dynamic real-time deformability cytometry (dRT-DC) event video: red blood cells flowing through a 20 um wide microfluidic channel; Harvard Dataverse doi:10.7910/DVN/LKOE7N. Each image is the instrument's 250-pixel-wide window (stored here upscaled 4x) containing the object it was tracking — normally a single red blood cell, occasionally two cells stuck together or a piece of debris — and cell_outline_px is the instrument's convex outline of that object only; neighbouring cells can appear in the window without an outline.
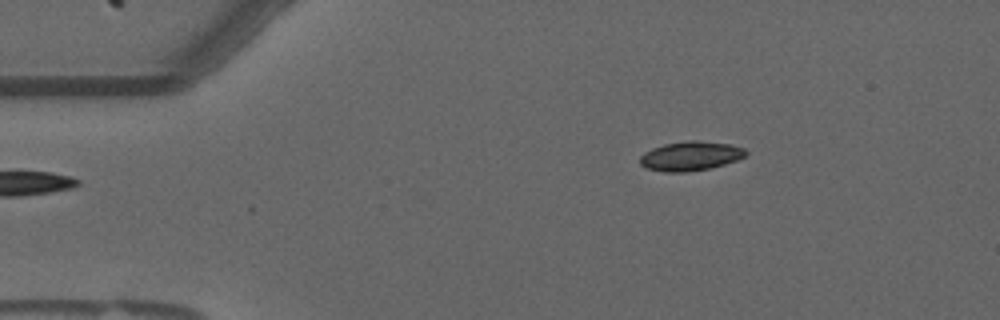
{"species": "common noctule bat (a hibernating species)", "species_latin": "Nyctalus noctula", "temperature_condition": "warm", "stored_images_in_passage": 48, "camera_frame_rate_fps": 3000, "um_per_image_px": 0.085, "animal": {"sex": "male", "forearm_length_mm": 52.5}, "frame": {"image": 1, "passage_image": 1, "time_ms": 0.0, "image_size_px": [1000, 320], "cell_outline_px": [[748, 152], [744, 156], [736, 160], [724, 164], [708, 168], [684, 172], [664, 172], [648, 168], [640, 164], [640, 156], [644, 152], [652, 148], [664, 144], [688, 140], [696, 140], [732, 144], [744, 148]], "centroid_in_image_um": [58.69, 13.25], "position_along_channel_um": 26.3, "area_um2": 17.98}}
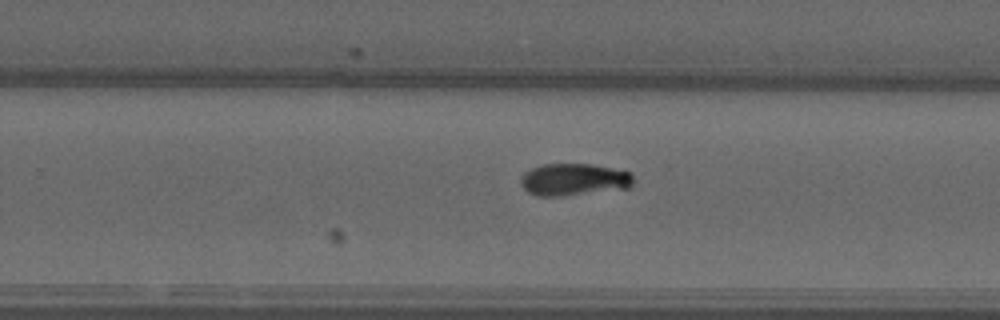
{"frame": {"image": 2, "passage_image": 27, "time_ms": 8.667, "image_size_px": [1000, 320], "cell_outline_px": [[632, 188], [560, 196], [540, 196], [528, 192], [520, 184], [520, 176], [524, 172], [532, 168], [544, 164], [592, 164], [612, 168], [628, 172], [632, 176]], "centroid_in_image_um": [48.76, 15.26], "position_along_channel_um": 281.0, "area_um2": 21.1}}
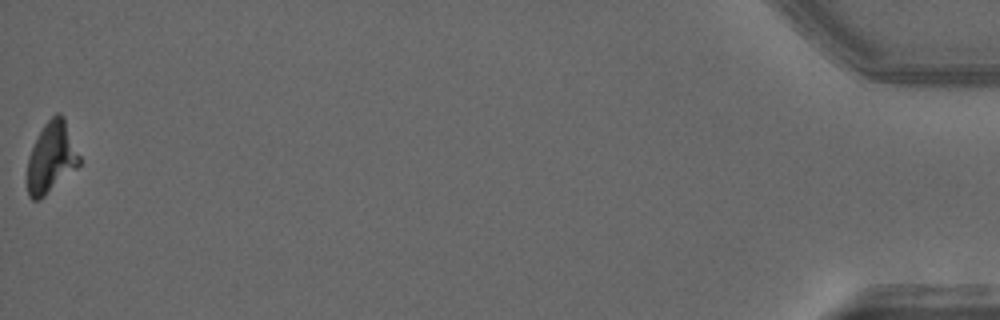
{"frame": {"image": 3, "passage_image": 48, "time_ms": 15.667, "image_size_px": [1000, 320], "cell_outline_px": [[80, 164], [76, 168], [40, 200], [32, 200], [28, 196], [28, 156], [44, 124], [56, 112], [60, 112], [64, 116], [80, 156]], "centroid_in_image_um": [4.37, 13.38], "position_along_channel_um": 430.8, "area_um2": 21.27}, "authors_computed_cell_mechanics": {"area_um2": 20.4901, "velocity_mm_per_s": 3.6355, "shape_relaxation_time_tau1_ms": 5.0358, "shape_relaxation_time_tau2_ms": null, "deformation_change_tau1": 0.1579, "deformation_change_tau2": null}}